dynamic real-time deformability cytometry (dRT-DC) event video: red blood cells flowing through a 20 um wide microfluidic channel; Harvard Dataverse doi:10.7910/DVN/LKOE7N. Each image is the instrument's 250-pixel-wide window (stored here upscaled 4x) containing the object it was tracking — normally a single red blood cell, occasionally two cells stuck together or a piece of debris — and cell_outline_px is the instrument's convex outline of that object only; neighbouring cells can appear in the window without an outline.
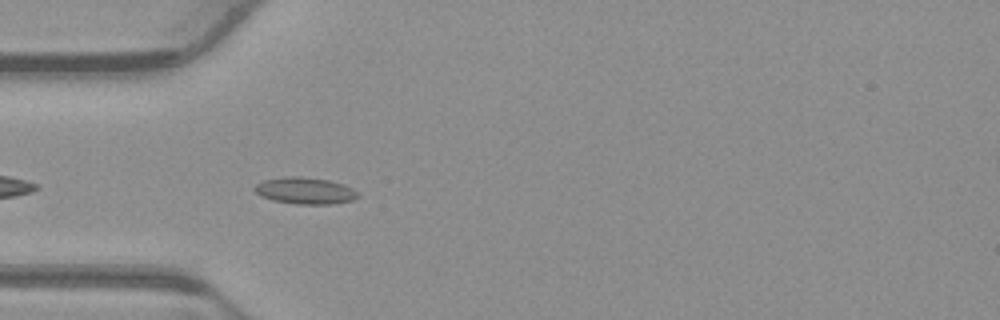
{"species": "common noctule bat (a hibernating species)", "species_latin": "Nyctalus noctula", "temperature_condition": "warm", "stored_images_in_passage": 12, "camera_frame_rate_fps": 3000, "um_per_image_px": 0.085, "animal": {"sex": "male", "body_mass_g": 23.1, "forearm_length_mm": 52.7}, "frame": {"image": 1, "passage_image": 4, "time_ms": 1.0, "image_size_px": [1000, 320], "cell_outline_px": [[360, 196], [352, 200], [332, 204], [296, 204], [272, 200], [260, 196], [252, 188], [256, 184], [264, 180], [288, 176], [300, 176], [328, 180], [344, 184], [352, 188]], "centroid_in_image_um": [25.91, 16.21], "position_along_channel_um": 59.1, "area_um2": 16.07}}